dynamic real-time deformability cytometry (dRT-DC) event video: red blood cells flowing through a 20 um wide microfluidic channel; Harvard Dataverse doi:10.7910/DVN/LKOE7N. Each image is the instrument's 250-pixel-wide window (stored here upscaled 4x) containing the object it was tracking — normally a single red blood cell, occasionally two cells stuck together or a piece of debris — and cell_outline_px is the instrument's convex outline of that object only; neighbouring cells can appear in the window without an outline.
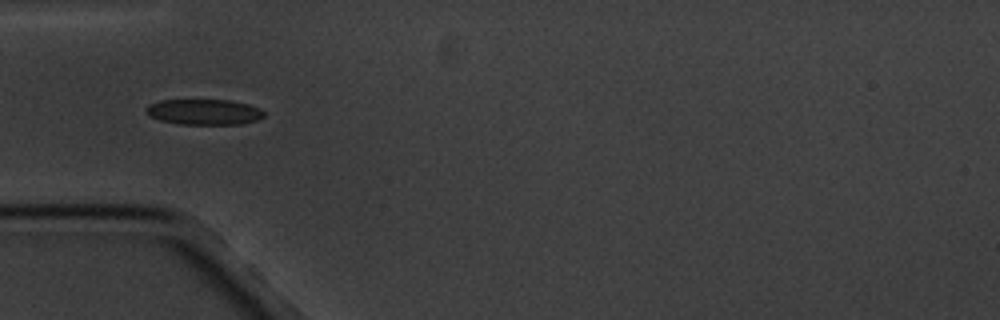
{"species": "common noctule bat (a hibernating species)", "species_latin": "Nyctalus noctula", "temperature_condition": "cold", "stored_images_in_passage": 5, "camera_frame_rate_fps": 3000, "um_per_image_px": 0.085, "animal": {"sex": "male", "body_mass_g": 20.1, "forearm_length_mm": 53.5}, "frame": {"image": 1, "passage_image": 5, "time_ms": 5.667, "image_size_px": [1000, 320], "cell_outline_px": [[264, 116], [256, 120], [240, 124], [180, 124], [160, 120], [148, 116], [144, 112], [144, 108], [148, 104], [160, 100], [228, 100], [248, 104], [260, 108], [264, 112]], "centroid_in_image_um": [17.29, 9.51], "position_along_channel_um": 67.7, "area_um2": 17.69}}